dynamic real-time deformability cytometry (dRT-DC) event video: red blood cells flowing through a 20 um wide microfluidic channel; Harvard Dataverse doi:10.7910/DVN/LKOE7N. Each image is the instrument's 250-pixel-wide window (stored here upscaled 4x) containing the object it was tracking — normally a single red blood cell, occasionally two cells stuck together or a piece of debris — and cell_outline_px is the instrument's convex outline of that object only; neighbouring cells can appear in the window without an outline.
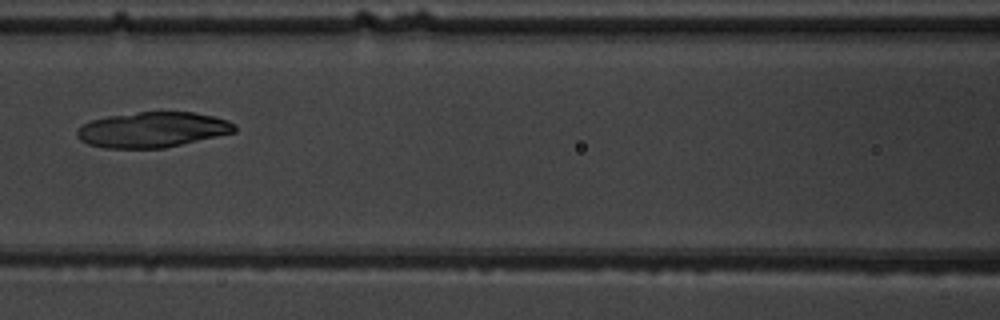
{"species": "common noctule bat (a hibernating species)", "species_latin": "Nyctalus noctula", "temperature_condition": "warm", "stored_images_in_passage": 6, "camera_frame_rate_fps": 3000, "um_per_image_px": 0.085, "animal": {"sex": "male", "body_mass_g": 19.5, "forearm_length_mm": 54.6}, "frame": {"image": 1, "passage_image": 5, "time_ms": 4.667, "image_size_px": [1000, 320], "cell_outline_px": [[236, 132], [164, 148], [104, 148], [88, 144], [80, 140], [76, 136], [76, 132], [84, 124], [92, 120], [108, 116], [136, 112], [196, 112], [216, 116], [228, 120], [236, 124]], "centroid_in_image_um": [13.0, 11.02], "position_along_channel_um": 153.6, "area_um2": 32.6}}
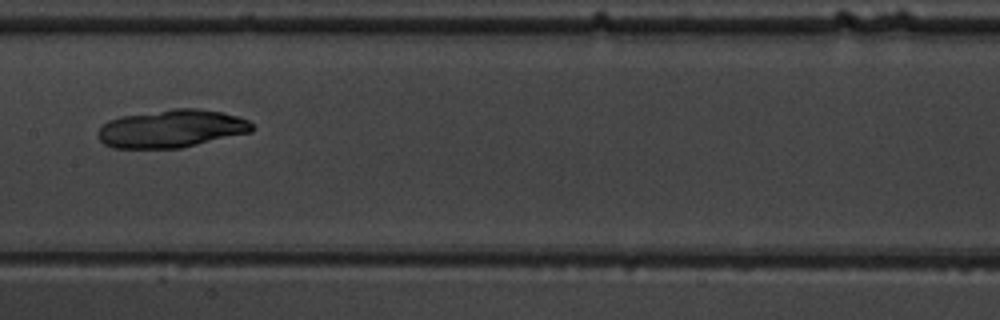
{"frame": {"image": 2, "passage_image": 6, "time_ms": 5.667, "image_size_px": [1000, 320], "cell_outline_px": [[252, 132], [180, 148], [112, 148], [104, 144], [100, 140], [100, 128], [108, 120], [120, 116], [176, 108], [196, 108], [220, 112], [236, 116], [248, 120], [252, 124]], "centroid_in_image_um": [14.58, 10.94], "position_along_channel_um": 192.8, "area_um2": 33.76}}